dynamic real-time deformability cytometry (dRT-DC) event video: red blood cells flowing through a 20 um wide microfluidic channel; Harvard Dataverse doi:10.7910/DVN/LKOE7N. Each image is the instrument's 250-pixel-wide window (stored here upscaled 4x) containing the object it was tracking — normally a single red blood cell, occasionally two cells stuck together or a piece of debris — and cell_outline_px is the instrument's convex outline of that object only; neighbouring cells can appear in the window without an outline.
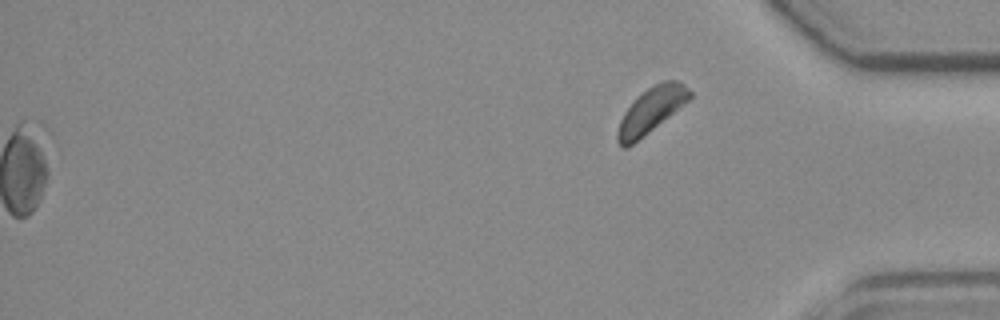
{"species": "common noctule bat (a hibernating species)", "species_latin": "Nyctalus noctula", "temperature_condition": "room temperature", "stored_images_in_passage": 52, "segment_of_instrument_passage": [2, 2], "camera_frame_rate_fps": 3000, "um_per_image_px": 0.085, "animal": {"sex": "female", "body_mass_g": 19.3, "forearm_length_mm": 54.1}, "frame": {"image": 1, "passage_image": 52, "time_ms": 17.0, "image_size_px": [1000, 320], "cell_outline_px": [[692, 96], [684, 104], [632, 144], [624, 148], [616, 140], [616, 132], [620, 120], [624, 112], [652, 84], [664, 80], [676, 80], [684, 84], [692, 92]], "centroid_in_image_um": [55.35, 9.35], "position_along_channel_um": 379.8, "area_um2": 18.44}}